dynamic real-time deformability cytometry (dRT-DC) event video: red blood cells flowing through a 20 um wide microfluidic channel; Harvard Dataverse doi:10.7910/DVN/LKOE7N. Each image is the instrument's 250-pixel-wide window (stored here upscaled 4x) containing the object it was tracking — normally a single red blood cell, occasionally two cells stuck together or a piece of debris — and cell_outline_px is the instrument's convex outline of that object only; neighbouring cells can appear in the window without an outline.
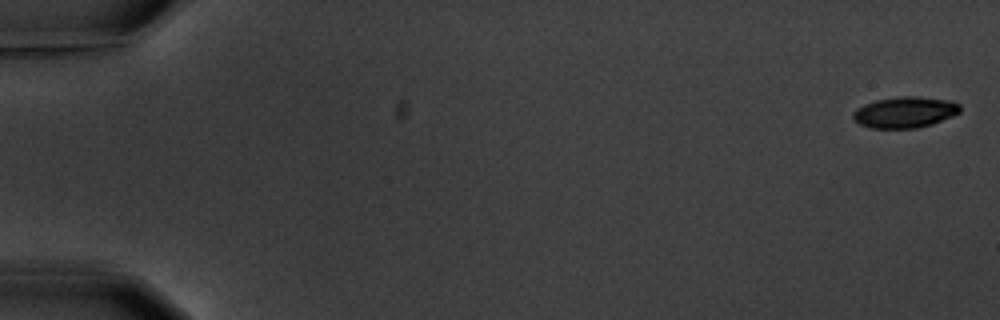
{"species": "common noctule bat (a hibernating species)", "species_latin": "Nyctalus noctula", "temperature_condition": "warm", "stored_images_in_passage": 6, "segment_of_instrument_passage": [1, 2], "camera_frame_rate_fps": 3000, "um_per_image_px": 0.085, "animal": {"sex": "male", "body_mass_g": 20.1, "forearm_length_mm": 53.5}, "frame": {"image": 1, "passage_image": 1, "time_ms": 0.0, "image_size_px": [1000, 320], "cell_outline_px": [[960, 112], [952, 116], [932, 124], [916, 128], [872, 128], [860, 124], [852, 120], [852, 112], [856, 108], [864, 104], [876, 100], [900, 96], [916, 96], [952, 100], [960, 104]], "centroid_in_image_um": [76.9, 9.53], "position_along_channel_um": 8.1, "area_um2": 19.54}}
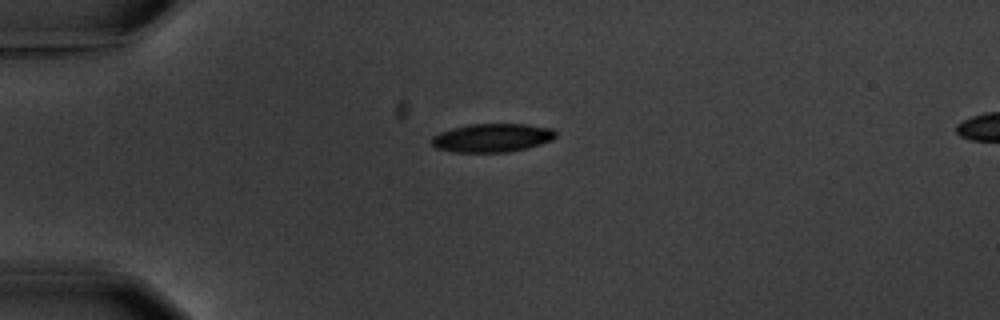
{"frame": {"image": 2, "passage_image": 4, "time_ms": 4.667, "image_size_px": [1000, 320], "cell_outline_px": [[556, 136], [552, 140], [528, 148], [508, 152], [452, 152], [436, 148], [428, 140], [432, 136], [440, 132], [452, 128], [472, 124], [524, 124], [552, 128], [556, 132]], "centroid_in_image_um": [41.81, 11.72], "position_along_channel_um": 43.2, "area_um2": 20.75}}